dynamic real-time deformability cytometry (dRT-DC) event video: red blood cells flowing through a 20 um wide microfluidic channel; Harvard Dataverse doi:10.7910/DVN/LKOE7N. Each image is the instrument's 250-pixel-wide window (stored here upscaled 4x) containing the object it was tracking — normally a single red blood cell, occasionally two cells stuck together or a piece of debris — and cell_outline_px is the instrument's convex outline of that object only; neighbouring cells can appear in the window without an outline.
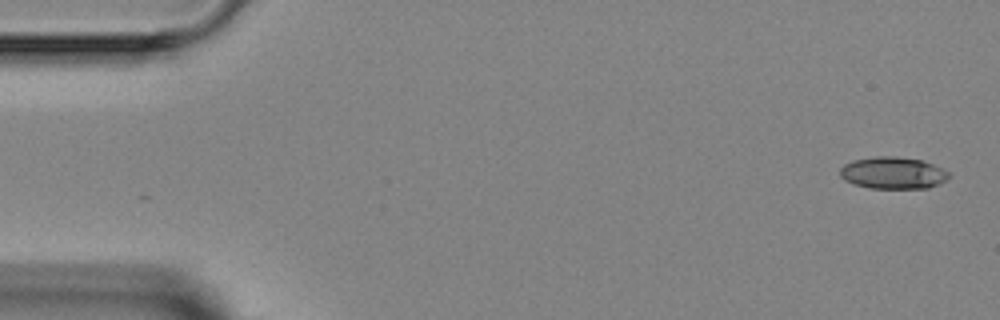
{"species": "Egyptian fruit bat (a non-hibernating species)", "species_latin": "Rousettus aegyptiacus", "temperature_condition": "room temperature", "stored_images_in_passage": 6, "camera_frame_rate_fps": 3000, "um_per_image_px": 0.085, "animal": {"sex": "female"}, "frame": {"image": 1, "passage_image": 1, "time_ms": 0.0, "image_size_px": [1000, 320], "cell_outline_px": [[948, 180], [940, 184], [928, 188], [872, 188], [852, 184], [844, 180], [840, 176], [840, 168], [844, 164], [852, 160], [876, 156], [896, 156], [920, 160], [932, 164], [948, 172]], "centroid_in_image_um": [75.87, 14.7], "position_along_channel_um": 9.1, "area_um2": 20.29}}
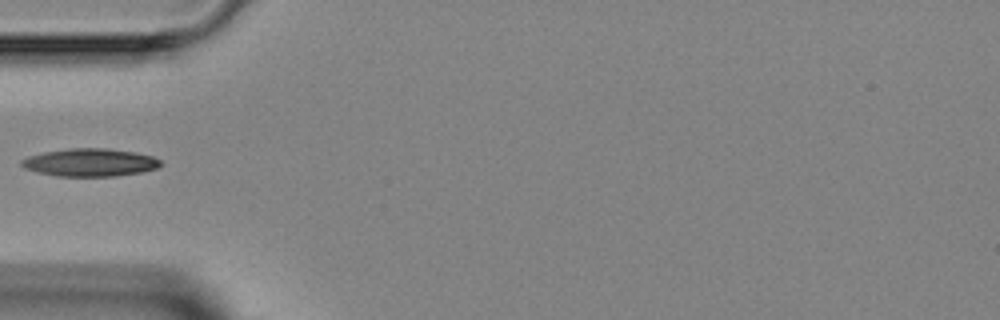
{"frame": {"image": 2, "passage_image": 5, "time_ms": 4.667, "image_size_px": [1000, 320], "cell_outline_px": [[164, 164], [156, 168], [140, 172], [116, 176], [56, 176], [24, 168], [20, 164], [20, 160], [28, 156], [44, 152], [68, 148], [108, 148], [136, 152], [152, 156], [160, 160]], "centroid_in_image_um": [7.66, 13.8], "position_along_channel_um": 77.3, "area_um2": 22.6}}
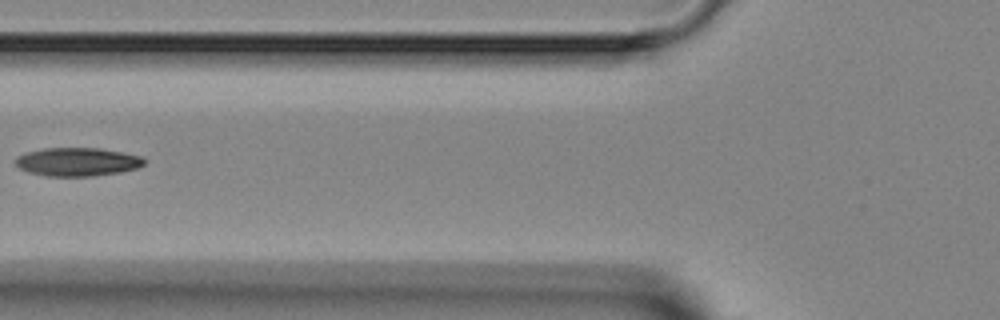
{"frame": {"image": 3, "passage_image": 6, "time_ms": 5.667, "image_size_px": [1000, 320], "cell_outline_px": [[144, 164], [136, 168], [120, 172], [92, 176], [48, 176], [28, 172], [20, 168], [12, 160], [16, 156], [24, 152], [44, 148], [100, 148], [124, 152], [144, 156]], "centroid_in_image_um": [6.55, 13.74], "position_along_channel_um": 119.2, "area_um2": 21.56}}